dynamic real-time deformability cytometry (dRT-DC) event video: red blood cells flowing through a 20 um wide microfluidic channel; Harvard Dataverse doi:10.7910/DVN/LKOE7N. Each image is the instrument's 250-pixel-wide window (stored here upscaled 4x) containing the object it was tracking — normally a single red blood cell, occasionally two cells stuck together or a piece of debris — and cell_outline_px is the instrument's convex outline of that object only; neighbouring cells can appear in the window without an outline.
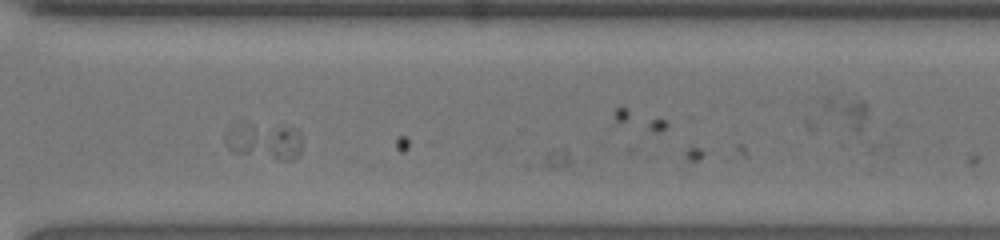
{"species": "human", "species_latin": "Homo sapiens", "temperature_condition": "room temperature", "stored_images_in_passage": 32, "camera_frame_rate_fps": 3000, "um_per_image_px": 0.085, "donor": {"sex": "female"}, "frame": {"image": 1, "passage_image": 23, "time_ms": 7.333, "image_size_px": [1000, 240], "cell_outline_px": [[304, 144], [300, 152], [292, 160], [276, 160], [236, 152], [228, 148], [224, 140], [224, 128], [228, 124], [292, 124], [300, 132], [304, 140]], "centroid_in_image_um": [22.51, 11.93], "position_along_channel_um": 348.1, "area_um2": 17.4}}